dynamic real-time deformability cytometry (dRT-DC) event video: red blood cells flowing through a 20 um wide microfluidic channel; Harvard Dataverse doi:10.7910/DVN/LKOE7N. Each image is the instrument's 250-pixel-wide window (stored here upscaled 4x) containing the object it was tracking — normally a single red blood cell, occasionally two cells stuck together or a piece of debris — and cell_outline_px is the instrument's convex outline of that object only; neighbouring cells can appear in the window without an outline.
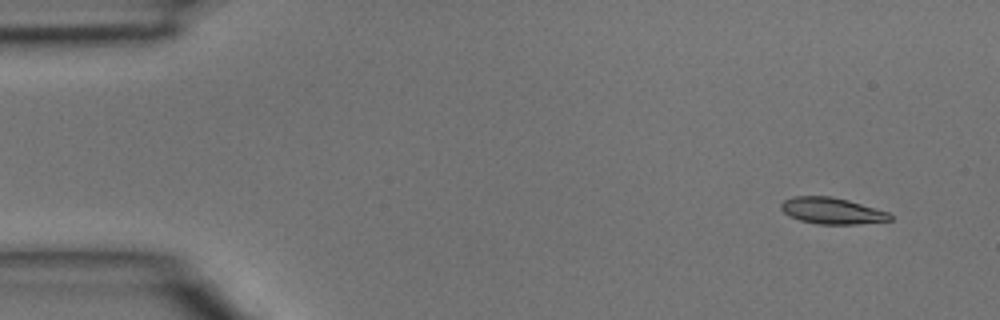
{"species": "common noctule bat (a hibernating species)", "species_latin": "Nyctalus noctula", "temperature_condition": "room temperature", "stored_images_in_passage": 4, "camera_frame_rate_fps": 3000, "um_per_image_px": 0.085, "animal": {"sex": "male", "body_mass_g": 15.6}, "frame": {"image": 1, "passage_image": 1, "time_ms": 0.0, "image_size_px": [1000, 320], "cell_outline_px": [[892, 220], [856, 224], [816, 224], [800, 220], [788, 216], [780, 208], [780, 204], [784, 200], [792, 196], [832, 196], [848, 200], [888, 212], [892, 216]], "centroid_in_image_um": [70.68, 17.91], "position_along_channel_um": 14.3, "area_um2": 16.76}}
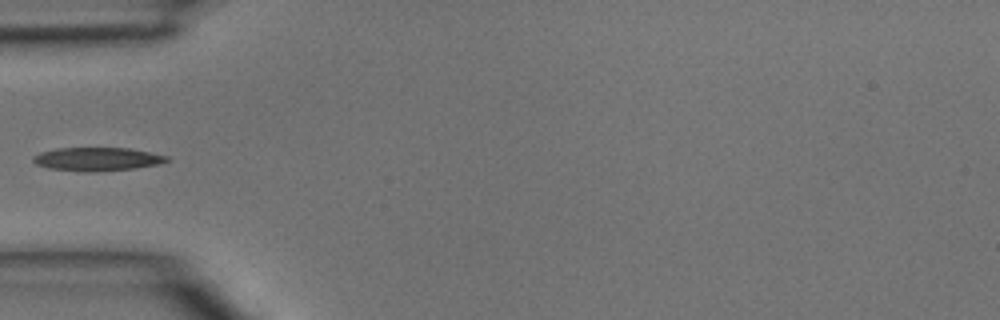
{"frame": {"image": 2, "passage_image": 4, "time_ms": 1.0, "image_size_px": [1000, 320], "cell_outline_px": [[172, 160], [160, 164], [136, 168], [92, 172], [84, 172], [48, 168], [36, 164], [32, 160], [32, 156], [40, 152], [56, 148], [128, 148], [168, 156]], "centroid_in_image_um": [8.26, 13.53], "position_along_channel_um": 76.7, "area_um2": 18.38}}